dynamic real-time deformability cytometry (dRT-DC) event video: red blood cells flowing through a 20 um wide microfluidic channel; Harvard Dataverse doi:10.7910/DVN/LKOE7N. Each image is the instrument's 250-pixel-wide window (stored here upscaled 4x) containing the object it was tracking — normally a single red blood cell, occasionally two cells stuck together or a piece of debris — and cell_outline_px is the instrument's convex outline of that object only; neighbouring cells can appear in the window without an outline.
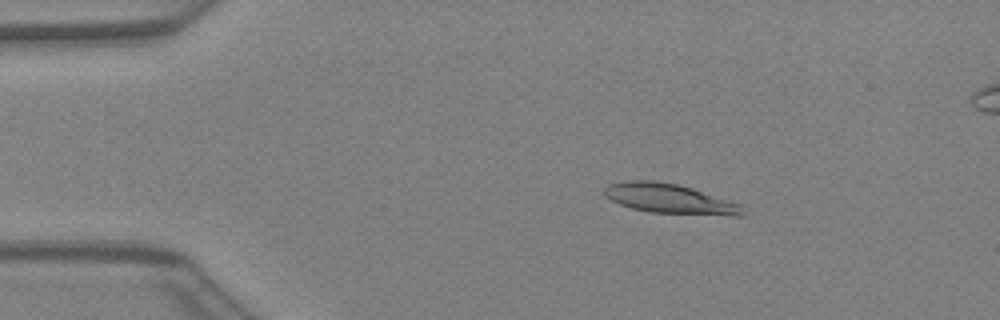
{"species": "Egyptian fruit bat (a non-hibernating species)", "species_latin": "Rousettus aegyptiacus", "temperature_condition": "warm", "stored_images_in_passage": 41, "segment_of_instrument_passage": [1, 2], "camera_frame_rate_fps": 3000, "um_per_image_px": 0.085, "animal": {"sex": "female"}, "frame": {"image": 1, "passage_image": 6, "time_ms": 1.667, "image_size_px": [1000, 320], "cell_outline_px": [[744, 216], [732, 216], [652, 212], [632, 208], [620, 204], [604, 196], [604, 188], [608, 184], [628, 180], [656, 180], [680, 184], [740, 204], [744, 212]], "centroid_in_image_um": [56.91, 16.88], "position_along_channel_um": 28.1, "area_um2": 23.99}}
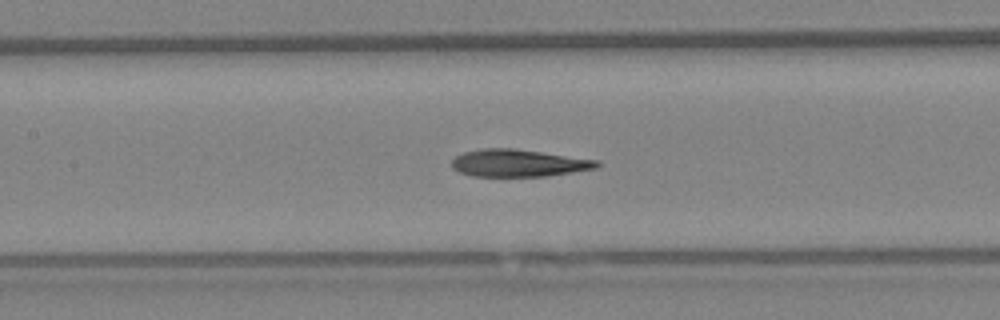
{"frame": {"image": 2, "passage_image": 18, "time_ms": 5.667, "image_size_px": [1000, 320], "cell_outline_px": [[600, 164], [596, 168], [572, 172], [544, 176], [472, 176], [460, 172], [452, 168], [452, 160], [456, 156], [464, 152], [484, 148], [516, 148], [600, 160]], "centroid_in_image_um": [44.09, 13.85], "position_along_channel_um": 163.3, "area_um2": 23.12}}
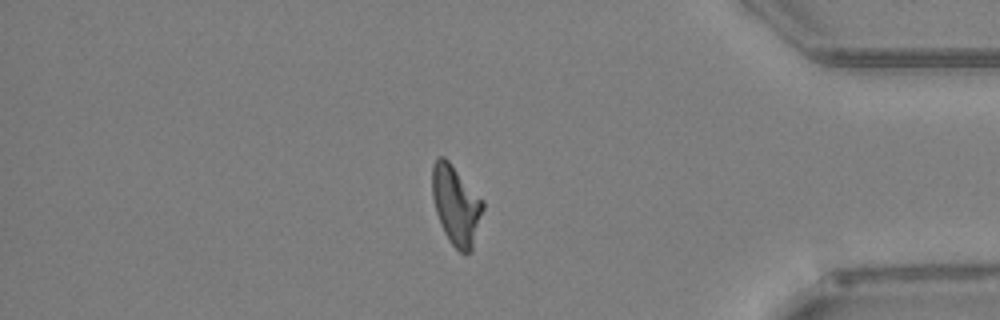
{"frame": {"image": 3, "passage_image": 34, "time_ms": 11.0, "image_size_px": [1000, 320], "cell_outline_px": [[484, 208], [472, 248], [468, 252], [460, 252], [448, 240], [440, 224], [436, 212], [432, 196], [432, 164], [436, 156], [444, 156], [448, 160], [484, 200]], "centroid_in_image_um": [38.75, 17.39], "position_along_channel_um": 396.5, "area_um2": 23.47}}